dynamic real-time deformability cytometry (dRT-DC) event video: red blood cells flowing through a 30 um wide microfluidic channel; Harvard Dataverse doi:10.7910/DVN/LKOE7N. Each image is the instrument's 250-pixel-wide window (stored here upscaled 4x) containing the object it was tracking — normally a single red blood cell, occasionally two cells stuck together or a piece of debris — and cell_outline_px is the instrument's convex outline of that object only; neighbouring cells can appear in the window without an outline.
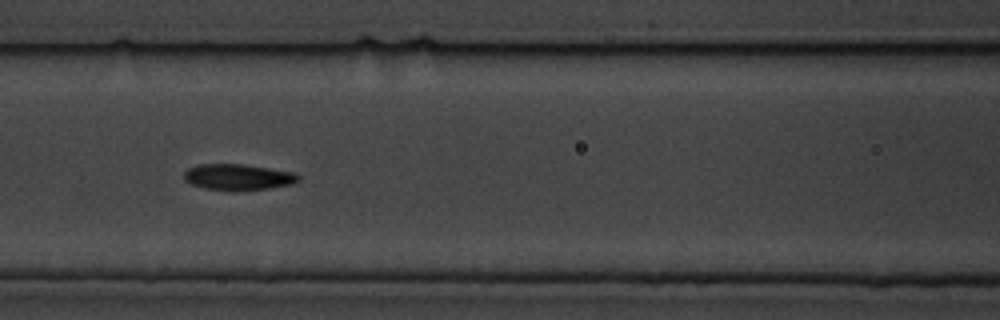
{"species": "common noctule bat (a hibernating species)", "species_latin": "Nyctalus noctula", "temperature_condition": "cold", "stored_images_in_passage": 9, "camera_frame_rate_fps": 3000, "um_per_image_px": 0.085, "animal": {"sex": "male", "body_mass_g": 19.5, "forearm_length_mm": 54.6}, "frame": {"image": 1, "passage_image": 6, "time_ms": 6.0, "image_size_px": [1000, 320], "cell_outline_px": [[300, 180], [292, 184], [268, 188], [236, 192], [232, 192], [204, 188], [192, 184], [184, 180], [184, 172], [188, 168], [200, 164], [244, 164], [296, 172], [300, 176]], "centroid_in_image_um": [20.25, 15.06], "position_along_channel_um": 146.3, "area_um2": 17.74}}
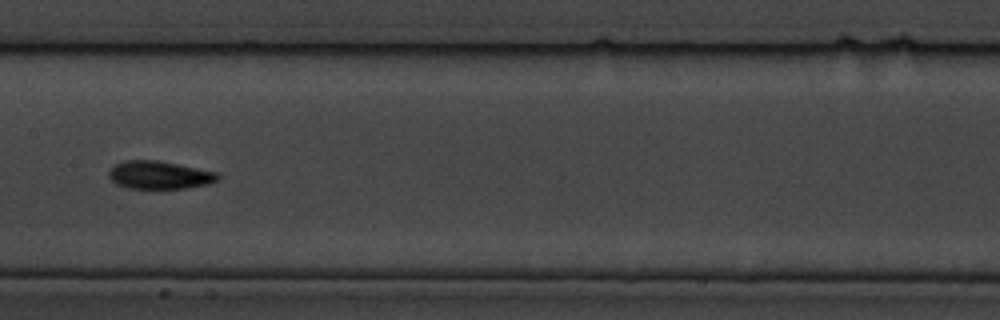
{"frame": {"image": 2, "passage_image": 7, "time_ms": 7.333, "image_size_px": [1000, 320], "cell_outline_px": [[220, 180], [208, 184], [184, 188], [128, 188], [116, 184], [108, 176], [108, 172], [116, 164], [124, 160], [156, 160], [216, 172], [220, 176]], "centroid_in_image_um": [13.54, 14.88], "position_along_channel_um": 193.9, "area_um2": 17.57}}
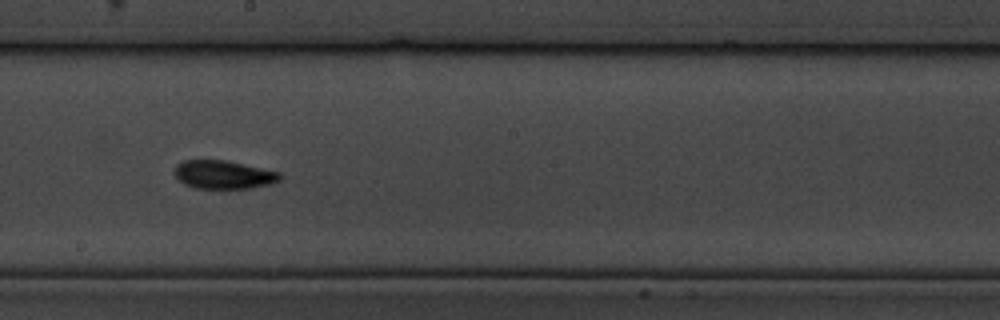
{"frame": {"image": 3, "passage_image": 8, "time_ms": 8.333, "image_size_px": [1000, 320], "cell_outline_px": [[284, 176], [280, 180], [272, 184], [252, 188], [196, 188], [184, 184], [172, 172], [176, 164], [184, 160], [228, 160], [280, 172]], "centroid_in_image_um": [19.03, 14.84], "position_along_channel_um": 229.2, "area_um2": 17.69}}